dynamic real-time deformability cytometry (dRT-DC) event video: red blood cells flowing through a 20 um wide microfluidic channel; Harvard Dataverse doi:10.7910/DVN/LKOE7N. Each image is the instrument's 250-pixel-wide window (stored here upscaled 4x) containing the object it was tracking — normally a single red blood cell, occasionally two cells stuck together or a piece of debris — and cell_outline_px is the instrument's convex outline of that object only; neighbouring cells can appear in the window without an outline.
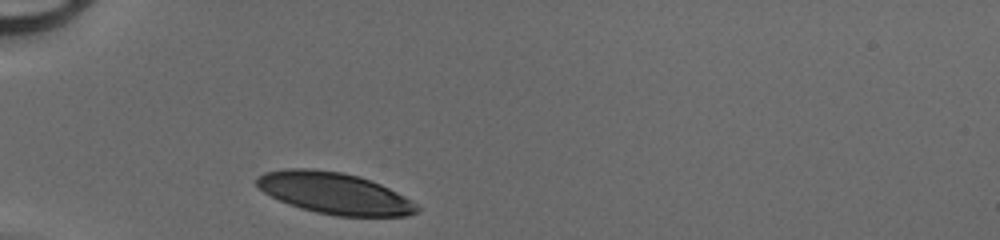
{"species": "human", "species_latin": "Homo sapiens", "temperature_condition": "cold", "stored_images_in_passage": 26, "camera_frame_rate_fps": 3000, "um_per_image_px": 0.085, "donor": {"sex": "male"}, "frame": {"image": 1, "passage_image": 1, "time_ms": 0.0, "image_size_px": [1000, 240], "cell_outline_px": [[420, 212], [408, 216], [336, 216], [316, 212], [300, 208], [288, 204], [264, 192], [256, 184], [256, 176], [264, 172], [284, 168], [312, 168], [344, 172], [360, 176], [372, 180], [412, 200], [420, 208]], "centroid_in_image_um": [28.43, 16.41], "position_along_channel_um": 56.6, "area_um2": 39.02}}
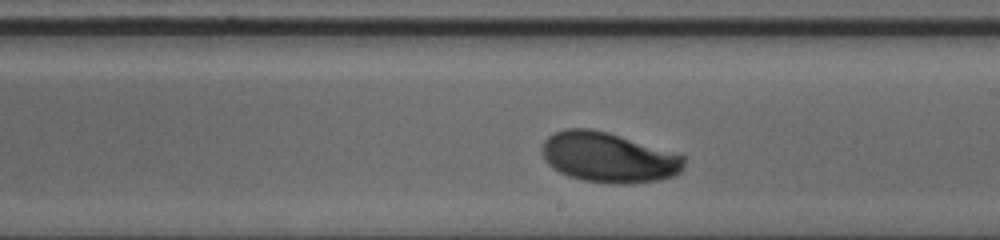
{"frame": {"image": 2, "passage_image": 15, "time_ms": 4.667, "image_size_px": [1000, 240], "cell_outline_px": [[684, 168], [676, 176], [660, 180], [624, 184], [616, 184], [580, 180], [568, 176], [552, 168], [544, 160], [540, 148], [544, 140], [552, 132], [568, 128], [588, 128], [608, 132], [684, 156]], "centroid_in_image_um": [51.67, 13.39], "position_along_channel_um": 237.3, "area_um2": 41.67}}
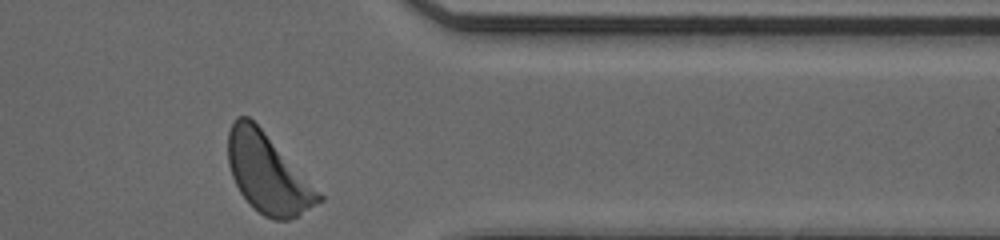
{"frame": {"image": 3, "passage_image": 26, "time_ms": 8.333, "image_size_px": [1000, 240], "cell_outline_px": [[324, 200], [296, 216], [288, 220], [272, 220], [264, 216], [252, 208], [240, 192], [232, 176], [228, 164], [228, 132], [236, 116], [248, 116], [264, 132], [324, 196]], "centroid_in_image_um": [22.74, 14.77], "position_along_channel_um": 388.7, "area_um2": 41.33}}